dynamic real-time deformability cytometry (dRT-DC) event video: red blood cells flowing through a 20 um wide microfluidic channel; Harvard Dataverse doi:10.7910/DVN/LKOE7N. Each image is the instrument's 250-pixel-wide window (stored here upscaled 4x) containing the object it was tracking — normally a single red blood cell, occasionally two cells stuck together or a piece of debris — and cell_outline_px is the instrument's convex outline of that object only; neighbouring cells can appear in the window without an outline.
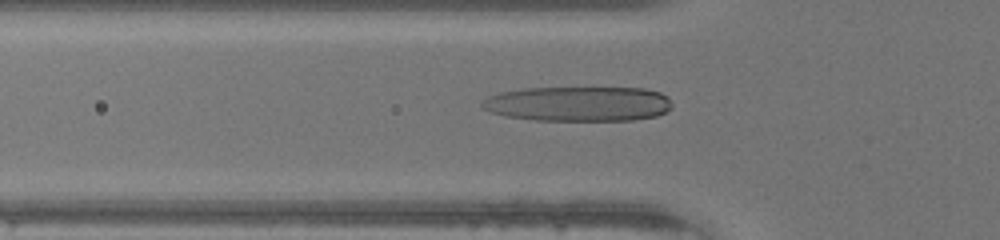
{"species": "human", "species_latin": "Homo sapiens", "temperature_condition": "warm", "stored_images_in_passage": 46, "camera_frame_rate_fps": 3000, "um_per_image_px": 0.085, "donor": {"sex": "male"}, "frame": {"image": 1, "passage_image": 15, "time_ms": 4.667, "image_size_px": [1000, 240], "cell_outline_px": [[672, 108], [656, 116], [632, 120], [536, 120], [504, 116], [488, 112], [480, 108], [480, 100], [488, 96], [500, 92], [524, 88], [644, 88], [660, 92], [668, 96], [672, 104]], "centroid_in_image_um": [49.11, 8.82], "position_along_channel_um": 76.7, "area_um2": 39.02}}
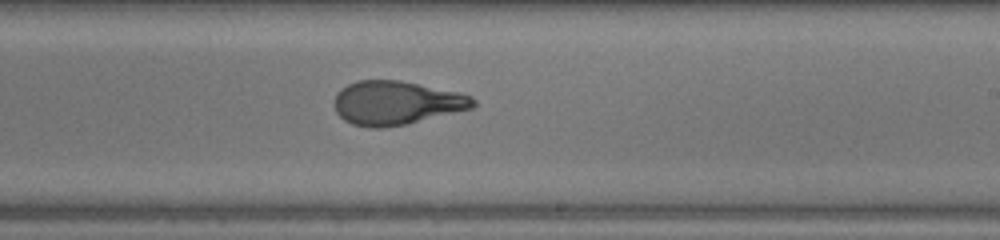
{"frame": {"image": 2, "passage_image": 27, "time_ms": 8.667, "image_size_px": [1000, 240], "cell_outline_px": [[476, 104], [472, 108], [408, 124], [384, 128], [368, 128], [352, 124], [344, 120], [336, 112], [332, 104], [336, 92], [340, 88], [356, 80], [400, 80], [460, 92], [472, 96], [476, 100]], "centroid_in_image_um": [33.66, 8.74], "position_along_channel_um": 255.3, "area_um2": 35.95}}
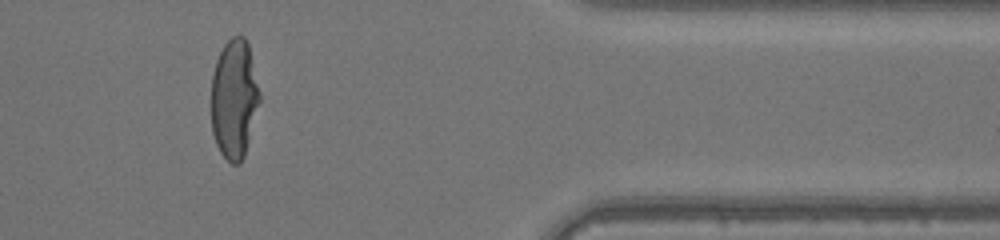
{"frame": {"image": 3, "passage_image": 38, "time_ms": 12.333, "image_size_px": [1000, 240], "cell_outline_px": [[260, 100], [244, 156], [240, 164], [232, 164], [220, 152], [216, 144], [212, 132], [212, 72], [216, 60], [224, 44], [232, 36], [244, 36], [248, 44], [260, 92]], "centroid_in_image_um": [19.9, 8.4], "position_along_channel_um": 391.5, "area_um2": 33.47}}